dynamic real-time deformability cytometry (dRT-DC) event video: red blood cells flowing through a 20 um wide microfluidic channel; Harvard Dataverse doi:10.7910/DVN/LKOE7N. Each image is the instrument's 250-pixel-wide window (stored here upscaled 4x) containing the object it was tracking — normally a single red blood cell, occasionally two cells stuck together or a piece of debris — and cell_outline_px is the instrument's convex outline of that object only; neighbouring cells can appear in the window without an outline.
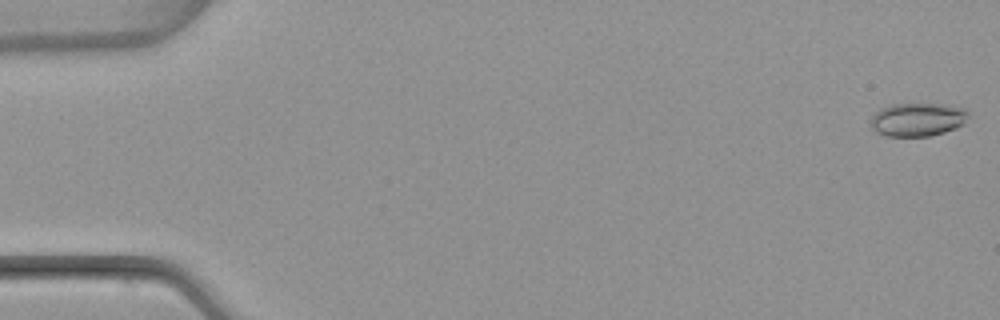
{"species": "common noctule bat (a hibernating species)", "species_latin": "Nyctalus noctula", "temperature_condition": "warm", "stored_images_in_passage": 52, "camera_frame_rate_fps": 3000, "um_per_image_px": 0.085, "animal": {"sex": "female", "body_mass_g": 22.7, "forearm_length_mm": 54.2}, "frame": {"image": 1, "passage_image": 1, "time_ms": 0.0, "image_size_px": [1000, 320], "cell_outline_px": [[972, 116], [964, 124], [956, 128], [944, 132], [928, 136], [884, 136], [876, 132], [872, 128], [872, 116], [880, 108], [892, 104], [944, 104], [964, 108]], "centroid_in_image_um": [78.04, 10.16], "position_along_channel_um": 7.0, "area_um2": 19.19}}
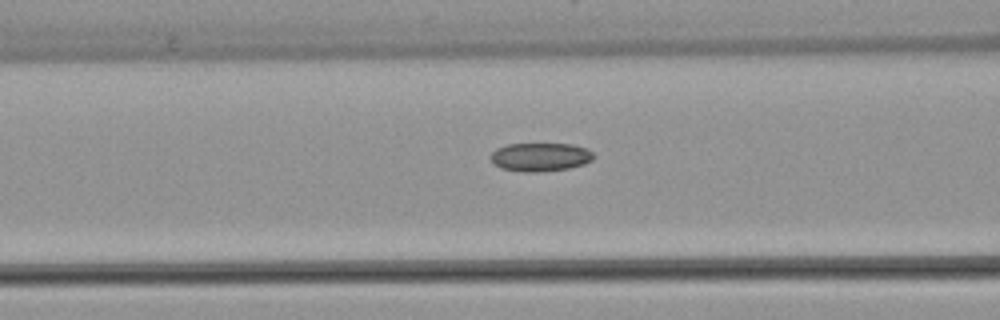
{"frame": {"image": 2, "passage_image": 21, "time_ms": 6.667, "image_size_px": [1000, 320], "cell_outline_px": [[596, 156], [592, 160], [584, 164], [568, 168], [540, 172], [524, 172], [500, 168], [488, 156], [496, 148], [508, 144], [572, 144], [588, 148]], "centroid_in_image_um": [45.94, 13.34], "position_along_channel_um": 120.7, "area_um2": 17.22}}
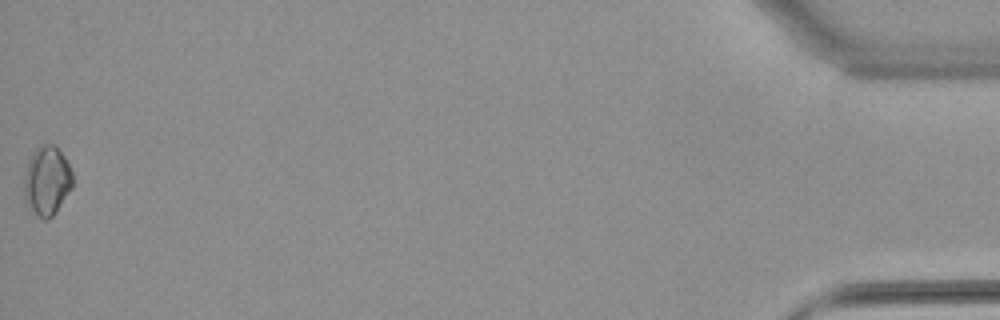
{"frame": {"image": 3, "passage_image": 52, "time_ms": 17.0, "image_size_px": [1000, 320], "cell_outline_px": [[72, 188], [52, 216], [48, 220], [44, 220], [28, 204], [24, 196], [24, 176], [28, 160], [32, 152], [40, 144], [56, 144], [64, 156], [72, 172]], "centroid_in_image_um": [3.99, 15.3], "position_along_channel_um": 431.2, "area_um2": 19.42}}